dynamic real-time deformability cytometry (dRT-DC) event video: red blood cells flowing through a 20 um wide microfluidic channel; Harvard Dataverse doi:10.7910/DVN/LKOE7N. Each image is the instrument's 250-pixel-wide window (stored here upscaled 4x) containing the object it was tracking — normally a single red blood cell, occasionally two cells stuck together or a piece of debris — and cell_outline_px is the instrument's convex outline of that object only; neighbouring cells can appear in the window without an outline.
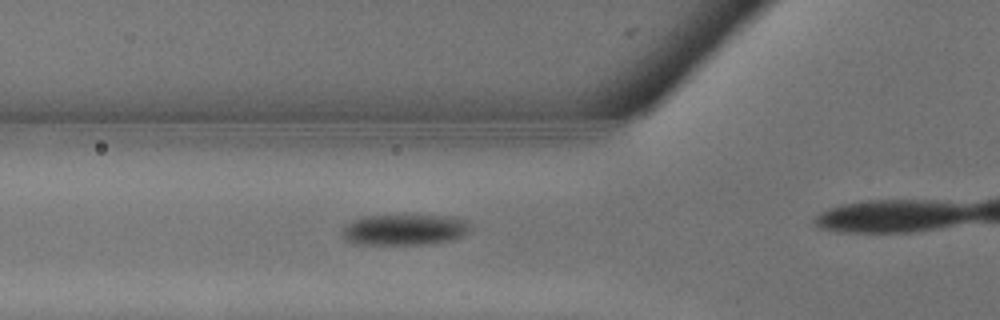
{"species": "common noctule bat (a hibernating species)", "species_latin": "Nyctalus noctula", "temperature_condition": "warm", "stored_images_in_passage": 11, "camera_frame_rate_fps": 3000, "um_per_image_px": 0.085, "animal": {"sex": "male", "body_mass_g": 13.3}, "frame": {"image": 1, "passage_image": 7, "time_ms": 2.0, "image_size_px": [1000, 320], "cell_outline_px": [[472, 228], [464, 236], [456, 240], [432, 244], [352, 244], [344, 240], [340, 232], [352, 220], [364, 216], [444, 216], [468, 220]], "centroid_in_image_um": [34.41, 19.55], "position_along_channel_um": 91.4, "area_um2": 23.35}}
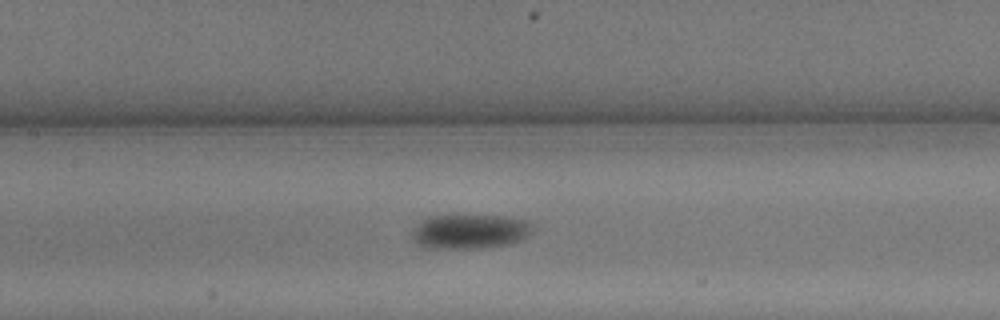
{"frame": {"image": 2, "passage_image": 10, "time_ms": 3.0, "image_size_px": [1000, 320], "cell_outline_px": [[536, 224], [532, 232], [528, 236], [512, 244], [484, 248], [424, 248], [416, 244], [412, 240], [412, 228], [416, 224], [428, 216], [504, 216], [528, 220]], "centroid_in_image_um": [39.96, 19.68], "position_along_channel_um": 167.4, "area_um2": 24.74}}